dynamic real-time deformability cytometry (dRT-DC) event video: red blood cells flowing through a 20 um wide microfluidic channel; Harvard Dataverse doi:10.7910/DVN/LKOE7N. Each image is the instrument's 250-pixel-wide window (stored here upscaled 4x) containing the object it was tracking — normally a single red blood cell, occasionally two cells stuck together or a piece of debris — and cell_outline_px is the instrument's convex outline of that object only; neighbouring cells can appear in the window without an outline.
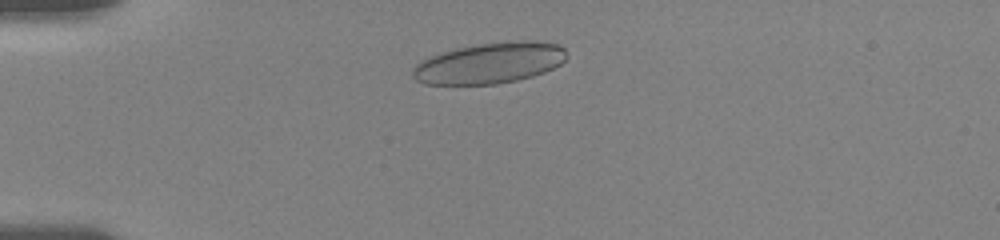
{"species": "human", "species_latin": "Homo sapiens", "temperature_condition": "room temperature", "stored_images_in_passage": 42, "camera_frame_rate_fps": 3000, "um_per_image_px": 0.085, "donor": {"sex": "female"}, "frame": {"image": 1, "passage_image": 7, "time_ms": 1.667, "image_size_px": [1000, 240], "cell_outline_px": [[568, 56], [560, 64], [544, 72], [532, 76], [516, 80], [496, 84], [424, 84], [416, 80], [412, 76], [412, 68], [420, 60], [456, 48], [476, 44], [508, 40], [532, 40], [560, 44], [564, 48]], "centroid_in_image_um": [41.63, 5.34], "position_along_channel_um": 43.4, "area_um2": 36.93}}
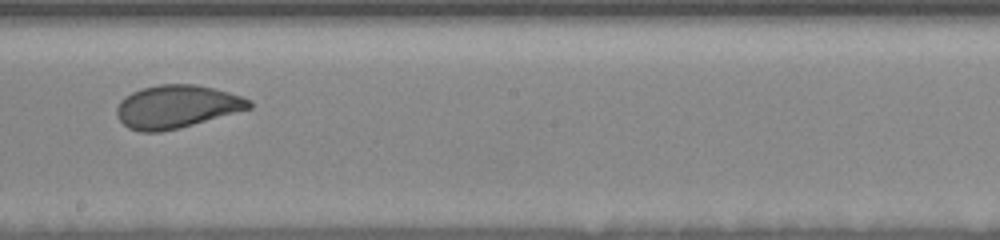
{"frame": {"image": 2, "passage_image": 29, "time_ms": 7.667, "image_size_px": [1000, 240], "cell_outline_px": [[252, 108], [180, 128], [160, 132], [140, 132], [128, 128], [120, 120], [116, 112], [116, 108], [120, 100], [124, 96], [132, 92], [144, 88], [160, 84], [192, 84], [212, 88], [228, 92], [252, 100]], "centroid_in_image_um": [15.0, 9.07], "position_along_channel_um": 233.2, "area_um2": 33.12}}
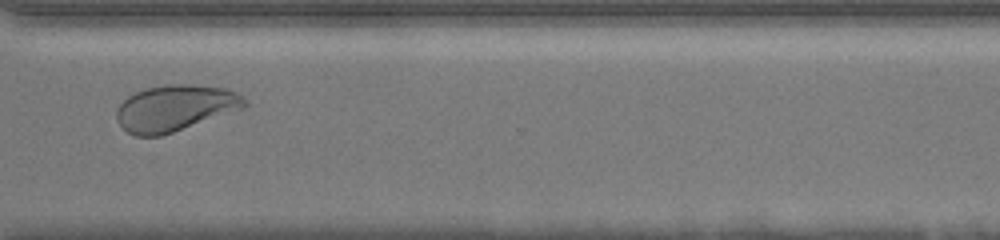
{"frame": {"image": 3, "passage_image": 41, "time_ms": 11.0, "image_size_px": [1000, 240], "cell_outline_px": [[248, 104], [244, 108], [160, 136], [136, 136], [128, 132], [116, 120], [116, 108], [128, 96], [144, 88], [168, 84], [188, 84], [224, 88], [236, 92], [248, 100]], "centroid_in_image_um": [14.87, 9.17], "position_along_channel_um": 355.7, "area_um2": 34.33}}